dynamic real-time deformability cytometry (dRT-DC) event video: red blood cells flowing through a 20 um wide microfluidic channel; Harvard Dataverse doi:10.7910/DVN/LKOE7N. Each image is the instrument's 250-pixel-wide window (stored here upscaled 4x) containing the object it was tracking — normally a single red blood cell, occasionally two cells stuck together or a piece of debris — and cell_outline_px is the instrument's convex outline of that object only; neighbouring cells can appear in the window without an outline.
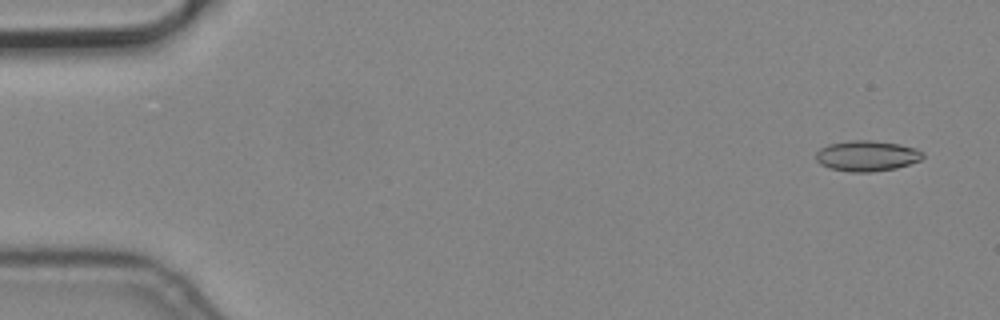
{"species": "common noctule bat (a hibernating species)", "species_latin": "Nyctalus noctula", "temperature_condition": "cold", "stored_images_in_passage": 5, "camera_frame_rate_fps": 3000, "um_per_image_px": 0.085, "animal": {"sex": "male", "body_mass_g": 19.2, "forearm_length_mm": 51.8}, "frame": {"image": 1, "passage_image": 1, "time_ms": 0.0, "image_size_px": [1000, 320], "cell_outline_px": [[924, 156], [920, 160], [896, 168], [872, 172], [848, 172], [828, 168], [820, 164], [816, 160], [816, 152], [820, 148], [828, 144], [848, 140], [872, 140], [900, 144], [916, 148], [924, 152]], "centroid_in_image_um": [73.67, 13.24], "position_along_channel_um": 11.3, "area_um2": 19.31}}
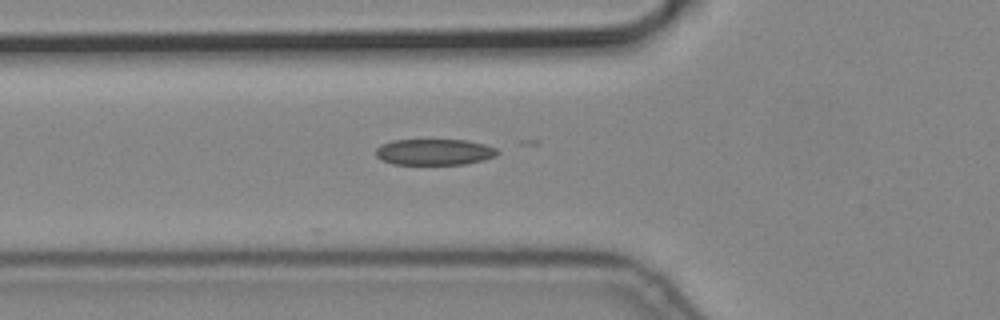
{"frame": {"image": 2, "passage_image": 5, "time_ms": 1.333, "image_size_px": [1000, 320], "cell_outline_px": [[500, 152], [496, 156], [484, 160], [464, 164], [392, 164], [380, 160], [376, 156], [376, 148], [380, 144], [392, 140], [468, 140], [484, 144], [496, 148]], "centroid_in_image_um": [36.91, 12.92], "position_along_channel_um": 88.9, "area_um2": 18.67}}